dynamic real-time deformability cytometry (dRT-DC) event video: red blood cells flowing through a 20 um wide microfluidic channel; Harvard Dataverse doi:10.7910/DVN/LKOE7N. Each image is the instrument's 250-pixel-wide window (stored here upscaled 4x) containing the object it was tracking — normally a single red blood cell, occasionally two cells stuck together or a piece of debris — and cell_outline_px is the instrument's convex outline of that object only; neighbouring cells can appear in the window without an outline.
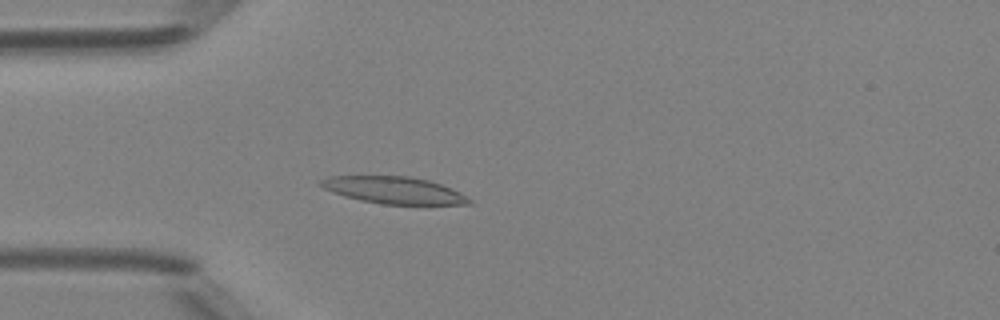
{"species": "Egyptian fruit bat (a non-hibernating species)", "species_latin": "Rousettus aegyptiacus", "temperature_condition": "room temperature", "stored_images_in_passage": 49, "camera_frame_rate_fps": 3000, "um_per_image_px": 0.085, "animal": {"sex": "female"}, "frame": {"image": 1, "passage_image": 14, "time_ms": 4.333, "image_size_px": [1000, 320], "cell_outline_px": [[472, 204], [380, 204], [360, 200], [344, 196], [332, 192], [324, 188], [320, 184], [320, 180], [328, 176], [408, 176], [428, 180], [452, 188], [460, 192], [472, 200]], "centroid_in_image_um": [33.48, 16.16], "position_along_channel_um": 51.5, "area_um2": 23.24}}
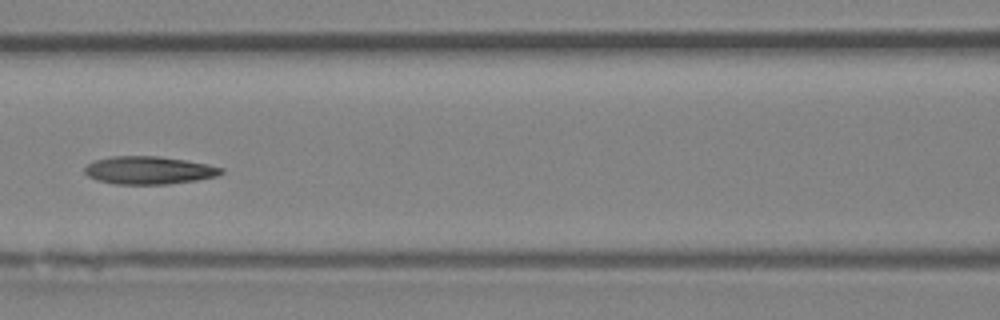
{"frame": {"image": 2, "passage_image": 22, "time_ms": 7.0, "image_size_px": [1000, 320], "cell_outline_px": [[224, 172], [216, 176], [196, 180], [168, 184], [116, 184], [96, 180], [88, 176], [84, 172], [84, 168], [88, 164], [96, 160], [112, 156], [156, 156], [184, 160], [208, 164], [224, 168]], "centroid_in_image_um": [12.65, 14.47], "position_along_channel_um": 153.9, "area_um2": 22.08}}
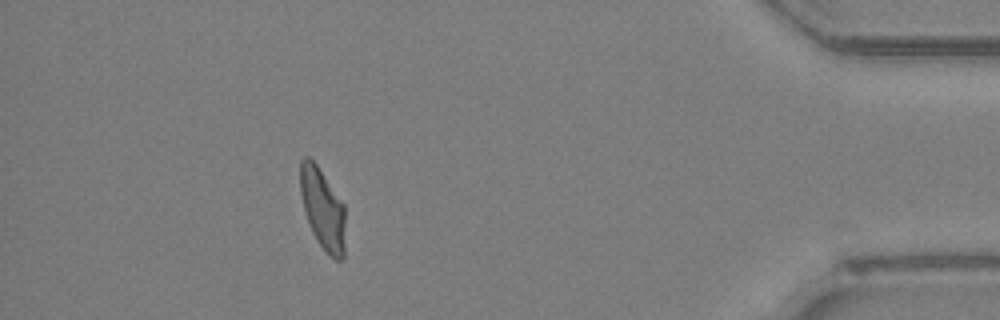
{"frame": {"image": 3, "passage_image": 44, "time_ms": 14.333, "image_size_px": [1000, 320], "cell_outline_px": [[344, 256], [340, 260], [336, 260], [316, 240], [312, 232], [304, 208], [300, 192], [300, 160], [304, 156], [308, 156], [316, 164], [344, 204]], "centroid_in_image_um": [27.41, 17.72], "position_along_channel_um": 407.8, "area_um2": 20.87}, "authors_computed_cell_mechanics": {"area_um2": 22.1374, "velocity_mm_per_s": 4.1964, "shape_relaxation_time_tau1_ms": 4.8456, "shape_relaxation_time_tau2_ms": 3.573, "deformation_change_tau1": 0.1738, "deformation_change_tau2": 0.1098}}